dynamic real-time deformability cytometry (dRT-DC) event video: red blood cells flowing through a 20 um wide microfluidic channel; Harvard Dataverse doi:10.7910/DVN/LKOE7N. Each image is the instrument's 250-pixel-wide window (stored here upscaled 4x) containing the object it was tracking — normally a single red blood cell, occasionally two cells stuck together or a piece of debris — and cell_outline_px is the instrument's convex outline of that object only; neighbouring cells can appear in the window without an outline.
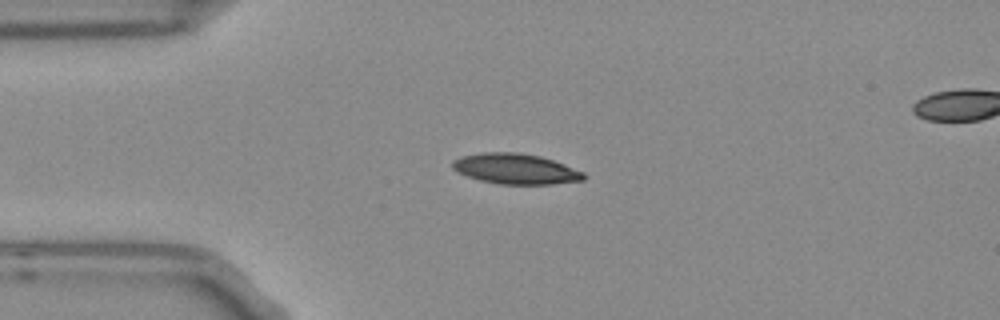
{"species": "Egyptian fruit bat (a non-hibernating species)", "species_latin": "Rousettus aegyptiacus", "temperature_condition": "room temperature", "stored_images_in_passage": 2, "camera_frame_rate_fps": 3000, "um_per_image_px": 0.085, "frame": {"image": 1, "passage_image": 1, "time_ms": 0.0, "image_size_px": [1000, 320], "cell_outline_px": [[588, 176], [584, 180], [552, 184], [500, 184], [480, 180], [468, 176], [452, 168], [452, 160], [460, 156], [484, 152], [516, 152], [540, 156], [564, 164], [584, 172]], "centroid_in_image_um": [43.84, 14.35], "position_along_channel_um": 41.2, "area_um2": 23.24}}